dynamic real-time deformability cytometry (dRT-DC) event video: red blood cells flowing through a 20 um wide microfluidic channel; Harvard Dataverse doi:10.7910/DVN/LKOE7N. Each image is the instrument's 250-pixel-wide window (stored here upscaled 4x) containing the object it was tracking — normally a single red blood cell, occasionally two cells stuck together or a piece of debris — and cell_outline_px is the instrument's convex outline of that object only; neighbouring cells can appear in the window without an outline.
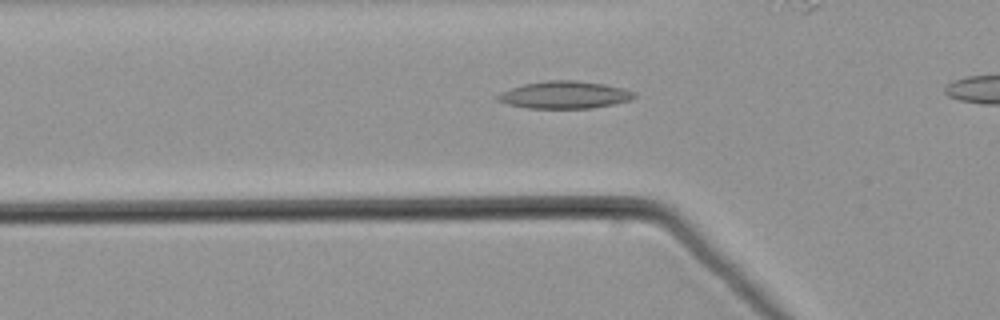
{"species": "common noctule bat (a hibernating species)", "species_latin": "Nyctalus noctula", "temperature_condition": "warm", "stored_images_in_passage": 30, "camera_frame_rate_fps": 3000, "um_per_image_px": 0.085, "animal": {"sex": "male", "body_mass_g": 21.5, "forearm_length_mm": 52.0}, "frame": {"image": 1, "passage_image": 5, "time_ms": 1.333, "image_size_px": [1000, 320], "cell_outline_px": [[636, 96], [628, 100], [612, 104], [592, 108], [528, 108], [508, 104], [496, 100], [496, 96], [500, 92], [524, 84], [548, 80], [576, 80], [604, 84], [624, 88], [636, 92]], "centroid_in_image_um": [47.98, 8.06], "position_along_channel_um": 77.8, "area_um2": 21.68}}
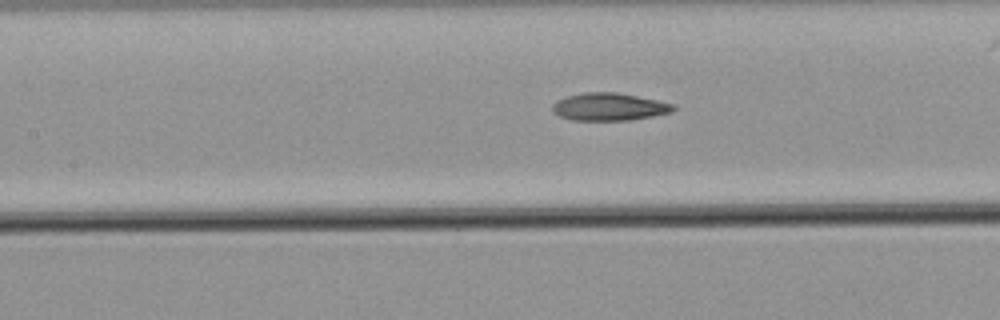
{"frame": {"image": 2, "passage_image": 11, "time_ms": 3.333, "image_size_px": [1000, 320], "cell_outline_px": [[676, 108], [672, 112], [632, 120], [572, 120], [560, 116], [552, 112], [552, 104], [556, 100], [568, 96], [584, 92], [616, 92], [676, 104]], "centroid_in_image_um": [51.77, 9.08], "position_along_channel_um": 155.6, "area_um2": 19.48}}
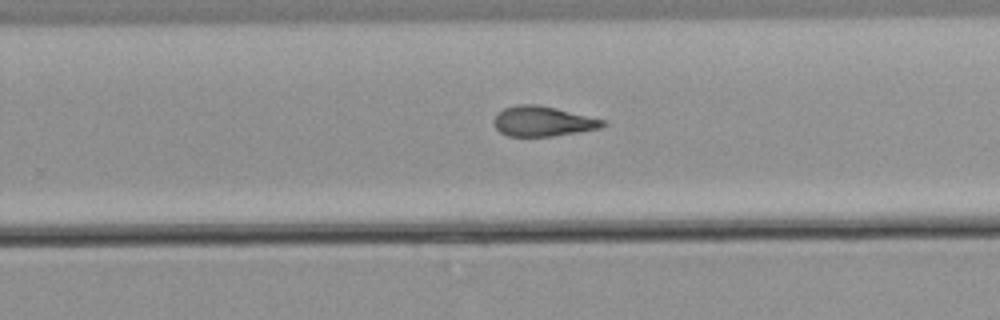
{"frame": {"image": 3, "passage_image": 21, "time_ms": 6.667, "image_size_px": [1000, 320], "cell_outline_px": [[608, 124], [600, 128], [580, 132], [552, 136], [508, 136], [500, 132], [496, 128], [492, 120], [504, 108], [516, 104], [536, 104], [556, 108], [604, 120]], "centroid_in_image_um": [46.13, 10.31], "position_along_channel_um": 283.7, "area_um2": 19.02}}